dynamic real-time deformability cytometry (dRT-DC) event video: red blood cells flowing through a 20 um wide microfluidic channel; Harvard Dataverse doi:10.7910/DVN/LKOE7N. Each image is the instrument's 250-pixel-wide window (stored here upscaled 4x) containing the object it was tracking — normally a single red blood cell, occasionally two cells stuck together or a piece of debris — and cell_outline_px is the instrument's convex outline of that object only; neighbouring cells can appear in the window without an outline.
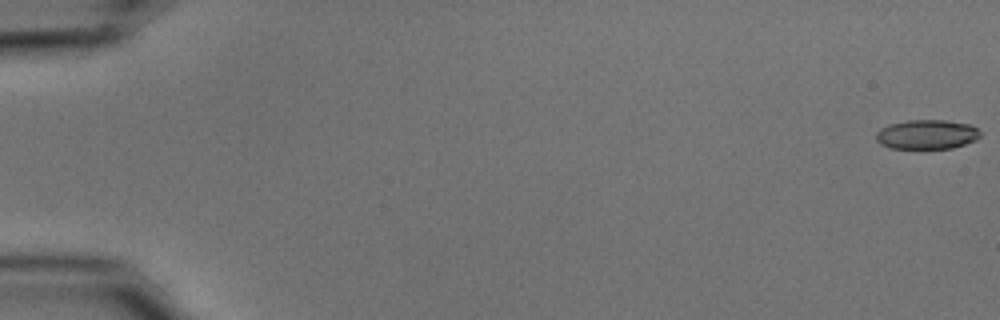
{"species": "common noctule bat (a hibernating species)", "species_latin": "Nyctalus noctula", "temperature_condition": "cold", "stored_images_in_passage": 55, "camera_frame_rate_fps": 3000, "um_per_image_px": 0.085, "animal": {"sex": "male", "body_mass_g": 15.6}, "frame": {"image": 1, "passage_image": 1, "time_ms": 0.0, "image_size_px": [1000, 320], "cell_outline_px": [[980, 136], [976, 140], [952, 148], [892, 148], [880, 144], [876, 140], [876, 132], [880, 128], [888, 124], [908, 120], [944, 120], [968, 124], [976, 128], [980, 132]], "centroid_in_image_um": [78.75, 11.42], "position_along_channel_um": 6.3, "area_um2": 17.8}}
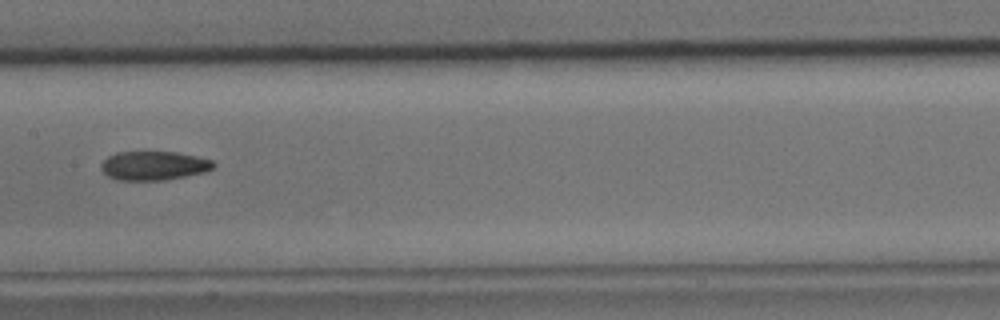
{"frame": {"image": 2, "passage_image": 29, "time_ms": 9.333, "image_size_px": [1000, 320], "cell_outline_px": [[216, 164], [212, 168], [204, 172], [164, 180], [116, 180], [108, 176], [100, 168], [100, 164], [108, 156], [116, 152], [176, 152], [196, 156], [212, 160]], "centroid_in_image_um": [13.04, 14.08], "position_along_channel_um": 194.4, "area_um2": 18.9}}
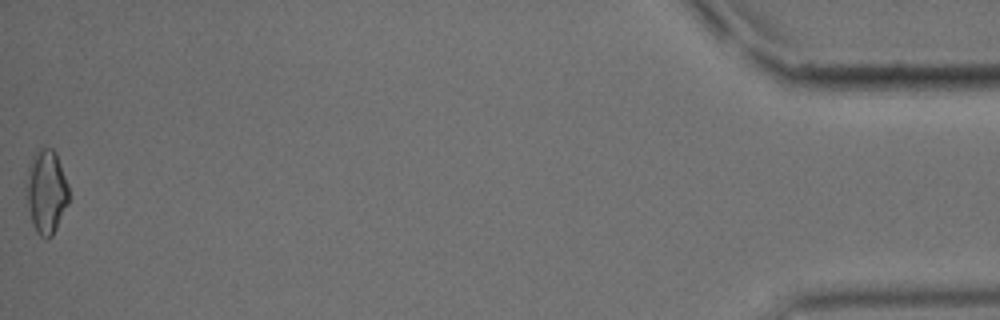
{"frame": {"image": 3, "passage_image": 55, "time_ms": 18.0, "image_size_px": [1000, 320], "cell_outline_px": [[68, 204], [52, 236], [40, 236], [36, 232], [32, 224], [24, 196], [24, 192], [28, 164], [36, 148], [52, 148], [56, 152], [68, 184]], "centroid_in_image_um": [3.89, 16.25], "position_along_channel_um": 431.3, "area_um2": 21.21}, "authors_computed_cell_mechanics": {"area_um2": 19.1896, "velocity_mm_per_s": 3.7566, "shape_relaxation_time_tau1_ms": null, "shape_relaxation_time_tau2_ms": 4.8292, "deformation_change_tau1": null, "deformation_change_tau2": 0.1219}}